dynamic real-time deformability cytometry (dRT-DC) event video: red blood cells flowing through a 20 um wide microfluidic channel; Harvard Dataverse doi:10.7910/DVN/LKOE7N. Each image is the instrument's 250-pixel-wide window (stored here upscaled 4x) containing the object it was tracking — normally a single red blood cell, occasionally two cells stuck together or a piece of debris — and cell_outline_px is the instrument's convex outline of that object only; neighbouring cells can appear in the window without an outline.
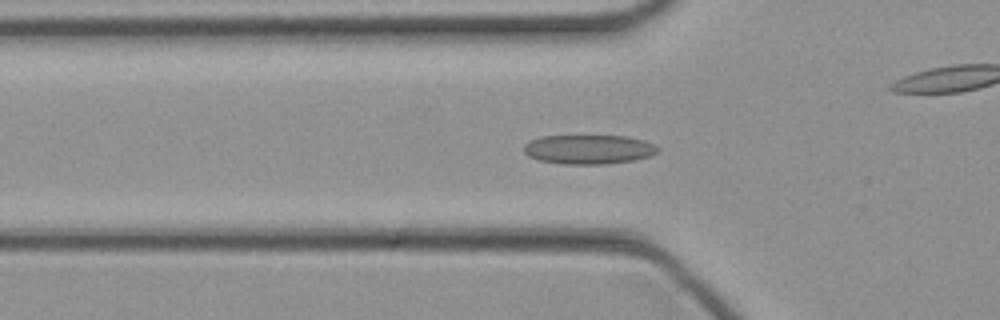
{"species": "common noctule bat (a hibernating species)", "species_latin": "Nyctalus noctula", "temperature_condition": "cold", "stored_images_in_passage": 41, "camera_frame_rate_fps": 3000, "um_per_image_px": 0.085, "animal": {"sex": "female", "body_mass_g": 21.9}, "frame": {"image": 1, "passage_image": 14, "time_ms": 4.333, "image_size_px": [1000, 320], "cell_outline_px": [[660, 148], [656, 152], [648, 156], [636, 160], [604, 164], [564, 164], [540, 160], [528, 156], [524, 152], [524, 144], [532, 140], [544, 136], [624, 136], [644, 140]], "centroid_in_image_um": [50.03, 12.7], "position_along_channel_um": 75.8, "area_um2": 22.66}}
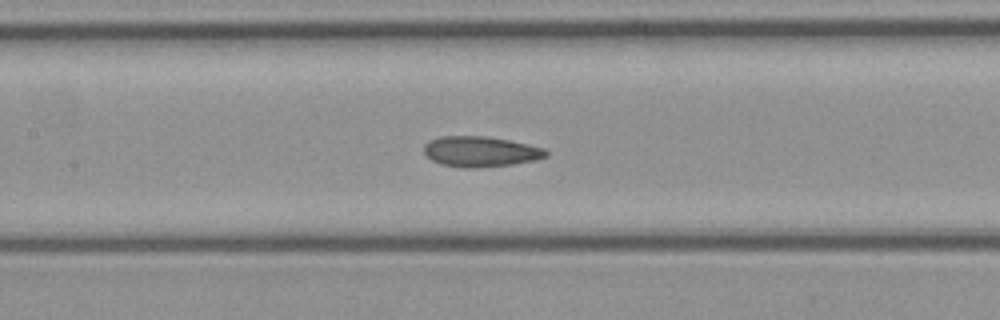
{"frame": {"image": 2, "passage_image": 20, "time_ms": 6.333, "image_size_px": [1000, 320], "cell_outline_px": [[548, 156], [536, 160], [512, 164], [472, 168], [464, 168], [440, 164], [432, 160], [424, 152], [424, 144], [440, 136], [488, 136], [528, 144], [544, 148], [548, 152]], "centroid_in_image_um": [40.86, 12.88], "position_along_channel_um": 166.5, "area_um2": 21.62}}
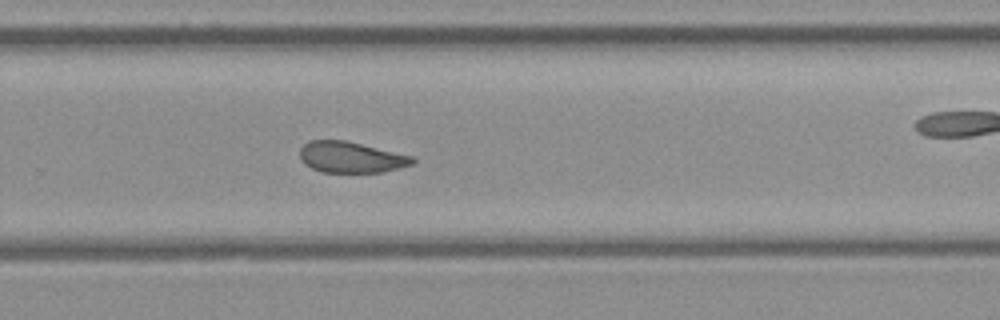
{"frame": {"image": 3, "passage_image": 29, "time_ms": 9.333, "image_size_px": [1000, 320], "cell_outline_px": [[416, 160], [412, 164], [400, 168], [384, 172], [320, 172], [304, 164], [300, 160], [300, 148], [304, 144], [312, 140], [344, 140], [416, 156]], "centroid_in_image_um": [29.86, 13.37], "position_along_channel_um": 299.9, "area_um2": 20.58}}